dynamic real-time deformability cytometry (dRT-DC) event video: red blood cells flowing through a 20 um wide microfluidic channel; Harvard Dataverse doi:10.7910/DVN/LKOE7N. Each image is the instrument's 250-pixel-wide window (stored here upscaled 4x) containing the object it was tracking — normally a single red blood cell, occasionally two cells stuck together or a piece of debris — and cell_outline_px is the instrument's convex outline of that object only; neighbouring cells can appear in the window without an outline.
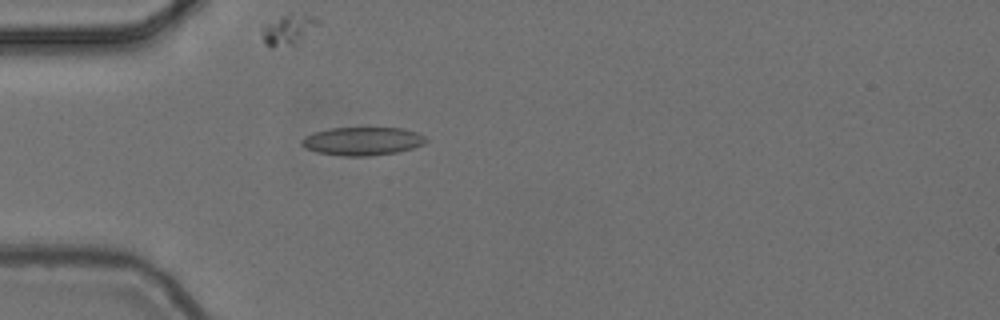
{"species": "common noctule bat (a hibernating species)", "species_latin": "Nyctalus noctula", "temperature_condition": "cold", "stored_images_in_passage": 1, "camera_frame_rate_fps": 3000, "um_per_image_px": 0.085, "animal": {"sex": "female", "body_mass_g": 24.6, "forearm_length_mm": 56.2}, "frame": {"image": 1, "passage_image": 1, "time_ms": 0.0, "image_size_px": [1000, 320], "cell_outline_px": [[428, 140], [424, 144], [412, 148], [396, 152], [368, 156], [344, 156], [316, 152], [304, 148], [300, 144], [300, 140], [304, 136], [312, 132], [328, 128], [404, 128], [416, 132], [424, 136]], "centroid_in_image_um": [30.75, 11.99], "position_along_channel_um": 54.2, "area_um2": 20.63}}